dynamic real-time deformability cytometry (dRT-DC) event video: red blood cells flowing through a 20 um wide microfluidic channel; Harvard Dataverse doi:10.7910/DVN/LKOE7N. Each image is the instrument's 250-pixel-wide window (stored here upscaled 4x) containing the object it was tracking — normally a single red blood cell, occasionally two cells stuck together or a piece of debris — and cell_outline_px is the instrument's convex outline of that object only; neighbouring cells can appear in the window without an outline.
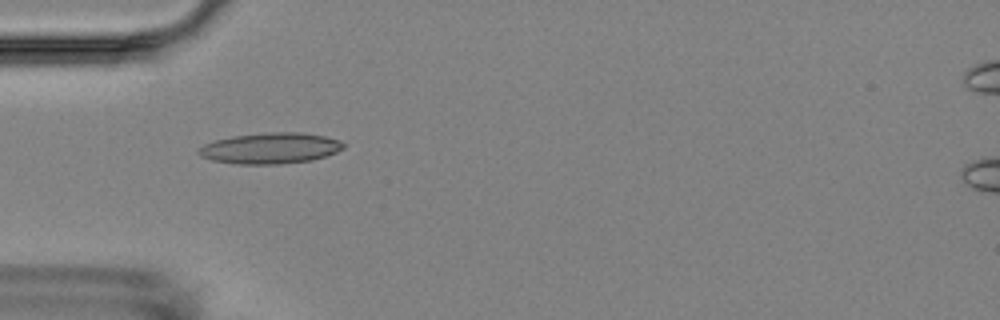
{"species": "Egyptian fruit bat (a non-hibernating species)", "species_latin": "Rousettus aegyptiacus", "temperature_condition": "room temperature", "stored_images_in_passage": 15, "camera_frame_rate_fps": 3000, "um_per_image_px": 0.085, "animal": {"sex": "female"}, "frame": {"image": 1, "passage_image": 5, "time_ms": 4.333, "image_size_px": [1000, 320], "cell_outline_px": [[344, 148], [336, 152], [312, 160], [280, 164], [236, 164], [212, 160], [200, 156], [196, 152], [196, 148], [204, 144], [216, 140], [232, 136], [268, 132], [300, 132], [324, 136], [340, 140], [344, 144]], "centroid_in_image_um": [22.94, 12.6], "position_along_channel_um": 62.1, "area_um2": 26.18}}
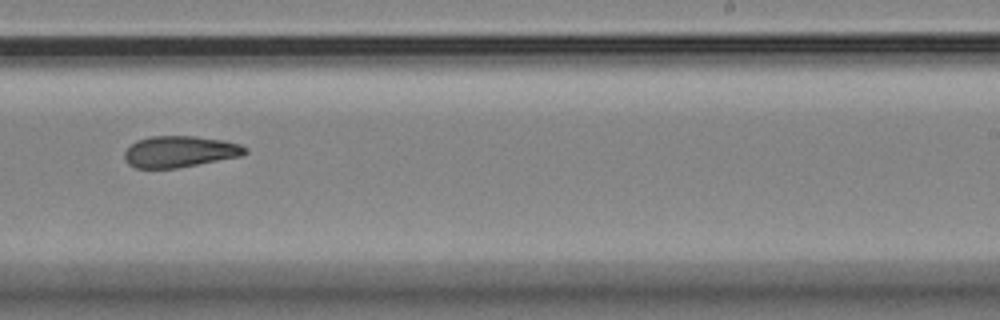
{"frame": {"image": 2, "passage_image": 10, "time_ms": 10.333, "image_size_px": [1000, 320], "cell_outline_px": [[248, 152], [240, 156], [176, 168], [136, 168], [128, 164], [124, 160], [124, 152], [136, 140], [152, 136], [196, 136], [224, 140], [240, 144], [248, 148]], "centroid_in_image_um": [15.27, 12.88], "position_along_channel_um": 273.7, "area_um2": 22.02}}
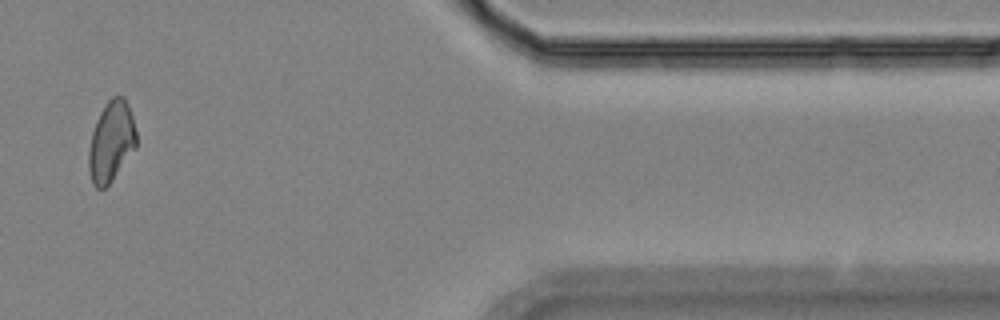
{"frame": {"image": 3, "passage_image": 14, "time_ms": 15.0, "image_size_px": [1000, 320], "cell_outline_px": [[136, 148], [112, 180], [104, 188], [96, 188], [92, 184], [88, 168], [88, 152], [92, 132], [96, 120], [100, 112], [108, 100], [112, 96], [124, 96], [128, 104], [132, 116], [136, 132]], "centroid_in_image_um": [9.44, 12.03], "position_along_channel_um": 402.0, "area_um2": 22.37}, "authors_computed_cell_mechanics": {"area_um2": 22.4264, "velocity_mm_per_s": 3.5581, "shape_relaxation_time_tau1_ms": null, "shape_relaxation_time_tau2_ms": 6.3812, "deformation_change_tau1": null, "deformation_change_tau2": 0.1323}}